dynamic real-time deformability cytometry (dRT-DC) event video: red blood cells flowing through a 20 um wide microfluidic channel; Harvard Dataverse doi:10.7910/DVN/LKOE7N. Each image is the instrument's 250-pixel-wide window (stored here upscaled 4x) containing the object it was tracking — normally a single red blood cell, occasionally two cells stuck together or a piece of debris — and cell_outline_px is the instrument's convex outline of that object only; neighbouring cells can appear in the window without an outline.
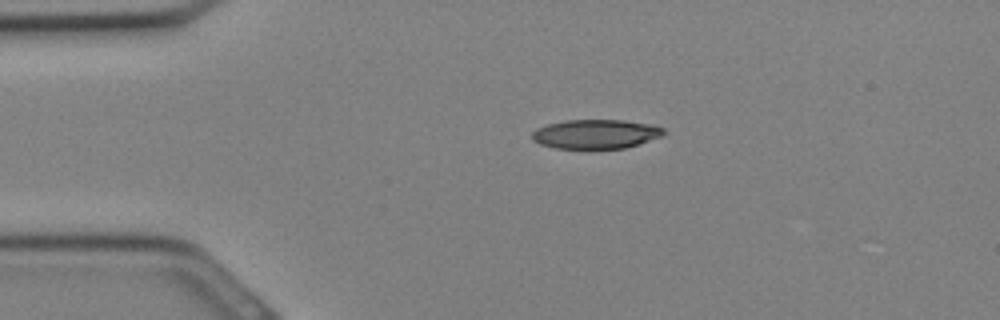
{"species": "Egyptian fruit bat (a non-hibernating species)", "species_latin": "Rousettus aegyptiacus", "temperature_condition": "cold", "stored_images_in_passage": 25, "camera_frame_rate_fps": 3000, "um_per_image_px": 0.085, "animal": {"sex": "female"}, "frame": {"image": 1, "passage_image": 4, "time_ms": 1.0, "image_size_px": [1000, 320], "cell_outline_px": [[664, 136], [624, 148], [592, 152], [588, 152], [556, 148], [540, 144], [532, 140], [532, 132], [536, 128], [548, 124], [568, 120], [624, 120], [652, 124], [664, 128]], "centroid_in_image_um": [50.63, 11.44], "position_along_channel_um": 34.4, "area_um2": 23.41}}
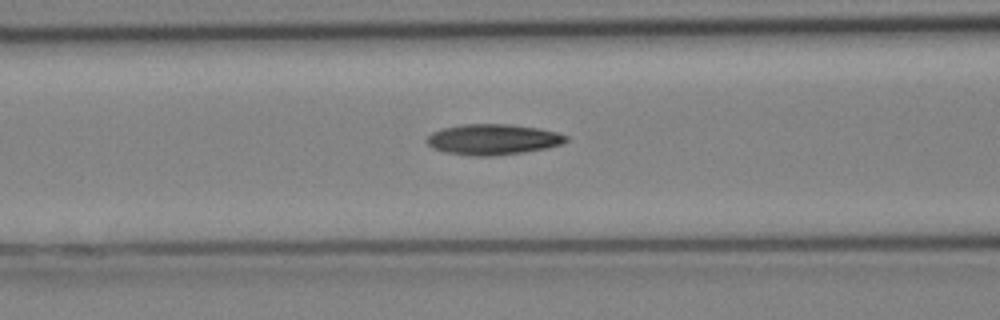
{"frame": {"image": 2, "passage_image": 10, "time_ms": 3.0, "image_size_px": [1000, 320], "cell_outline_px": [[568, 140], [560, 144], [548, 148], [524, 152], [492, 156], [472, 156], [444, 152], [432, 148], [424, 140], [432, 132], [440, 128], [460, 124], [508, 124], [536, 128], [556, 132], [568, 136]], "centroid_in_image_um": [41.84, 11.85], "position_along_channel_um": 124.8, "area_um2": 25.03}}
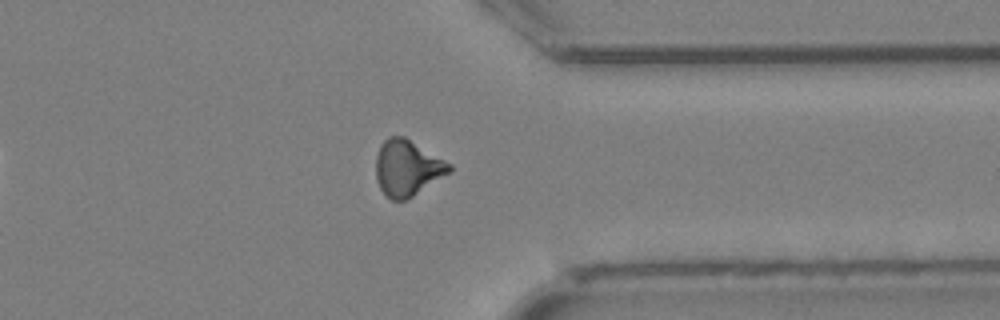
{"frame": {"image": 3, "passage_image": 22, "time_ms": 7.0, "image_size_px": [1000, 320], "cell_outline_px": [[452, 168], [448, 172], [412, 196], [404, 200], [392, 200], [380, 188], [376, 180], [376, 156], [380, 144], [388, 136], [404, 136], [452, 164]], "centroid_in_image_um": [34.58, 14.24], "position_along_channel_um": 376.8, "area_um2": 23.52}}